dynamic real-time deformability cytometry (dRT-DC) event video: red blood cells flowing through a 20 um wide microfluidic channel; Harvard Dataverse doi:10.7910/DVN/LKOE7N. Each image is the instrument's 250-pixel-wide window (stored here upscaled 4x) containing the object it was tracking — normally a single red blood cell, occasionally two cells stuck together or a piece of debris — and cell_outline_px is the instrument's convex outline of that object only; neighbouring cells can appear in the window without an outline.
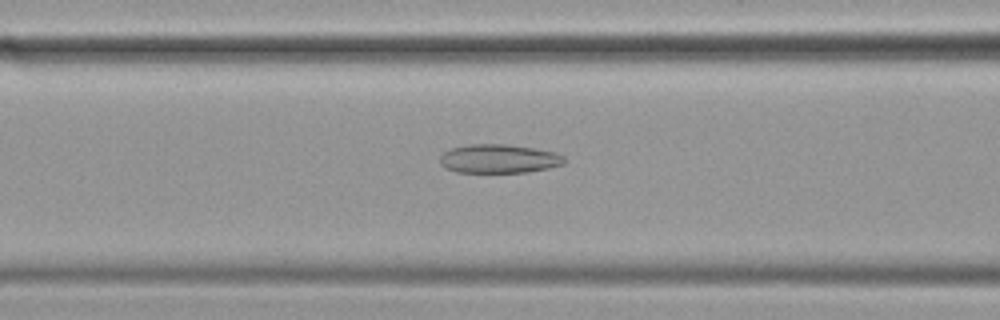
{"species": "common noctule bat (a hibernating species)", "species_latin": "Nyctalus noctula", "temperature_condition": "cold", "stored_images_in_passage": 45, "camera_frame_rate_fps": 3000, "um_per_image_px": 0.085, "animal": {"sex": "female", "body_mass_g": 19.9}, "frame": {"image": 1, "passage_image": 10, "time_ms": 3.0, "image_size_px": [1000, 320], "cell_outline_px": [[564, 164], [548, 168], [528, 172], [456, 172], [444, 168], [440, 164], [440, 156], [444, 152], [452, 148], [468, 144], [508, 144], [556, 152], [564, 156]], "centroid_in_image_um": [42.39, 13.49], "position_along_channel_um": 124.2, "area_um2": 20.92}}
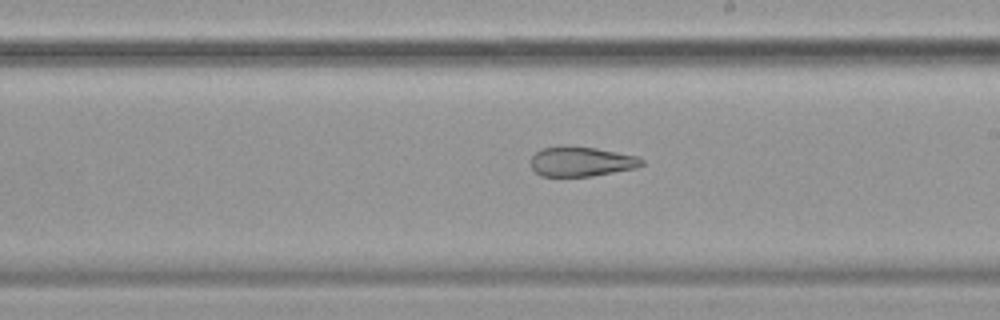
{"frame": {"image": 2, "passage_image": 20, "time_ms": 6.333, "image_size_px": [1000, 320], "cell_outline_px": [[644, 164], [636, 168], [592, 176], [540, 176], [532, 168], [532, 156], [540, 148], [560, 144], [596, 148], [636, 156], [644, 160]], "centroid_in_image_um": [49.38, 13.71], "position_along_channel_um": 239.6, "area_um2": 19.42}}
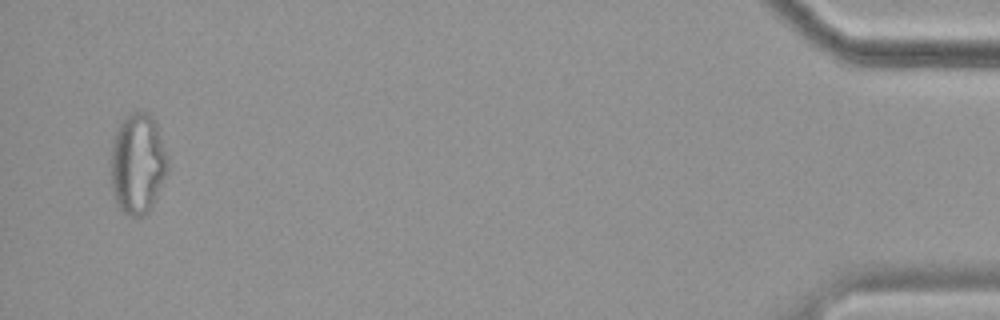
{"frame": {"image": 3, "passage_image": 43, "time_ms": 14.0, "image_size_px": [1000, 320], "cell_outline_px": [[168, 168], [152, 204], [148, 212], [144, 216], [128, 216], [120, 208], [116, 200], [112, 188], [112, 144], [116, 132], [120, 124], [132, 112], [148, 112], [156, 120], [168, 156]], "centroid_in_image_um": [11.73, 13.89], "position_along_channel_um": 423.5, "area_um2": 32.89}, "authors_computed_cell_mechanics": {"area_um2": 22.7732, "velocity_mm_per_s": 3.4789, "shape_relaxation_time_tau1_ms": null, "shape_relaxation_time_tau2_ms": 3.3489, "deformation_change_tau1": null, "deformation_change_tau2": 0.1249}}